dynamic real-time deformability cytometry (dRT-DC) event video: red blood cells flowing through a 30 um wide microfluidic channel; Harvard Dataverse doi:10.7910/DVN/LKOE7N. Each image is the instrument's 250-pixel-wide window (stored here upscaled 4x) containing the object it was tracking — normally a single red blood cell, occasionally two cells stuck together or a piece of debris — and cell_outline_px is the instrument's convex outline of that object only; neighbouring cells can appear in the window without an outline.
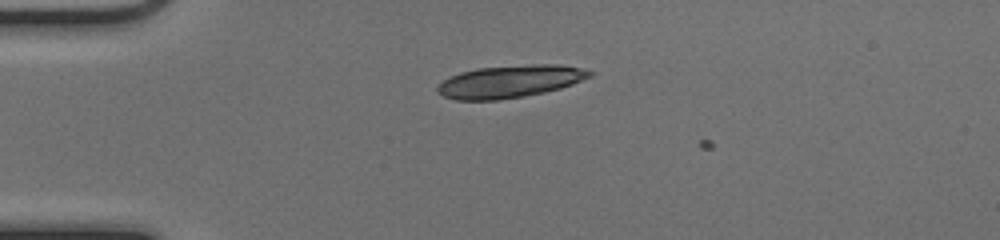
{"species": "common noctule bat (a hibernating species)", "species_latin": "Nyctalus noctula", "temperature_condition": "cold", "stored_images_in_passage": 11, "camera_frame_rate_fps": 3000, "um_per_image_px": 0.085, "animal": {"sex": "female", "body_mass_g": 17.0, "forearm_length_mm": 48.0}, "frame": {"image": 1, "passage_image": 10, "time_ms": 3.0, "image_size_px": [1000, 240], "cell_outline_px": [[592, 76], [572, 84], [560, 88], [544, 92], [524, 96], [496, 100], [456, 100], [444, 96], [436, 92], [436, 88], [444, 80], [460, 72], [476, 68], [532, 64], [556, 64], [580, 68], [592, 72]], "centroid_in_image_um": [43.32, 6.92], "position_along_channel_um": 41.7, "area_um2": 28.61}}